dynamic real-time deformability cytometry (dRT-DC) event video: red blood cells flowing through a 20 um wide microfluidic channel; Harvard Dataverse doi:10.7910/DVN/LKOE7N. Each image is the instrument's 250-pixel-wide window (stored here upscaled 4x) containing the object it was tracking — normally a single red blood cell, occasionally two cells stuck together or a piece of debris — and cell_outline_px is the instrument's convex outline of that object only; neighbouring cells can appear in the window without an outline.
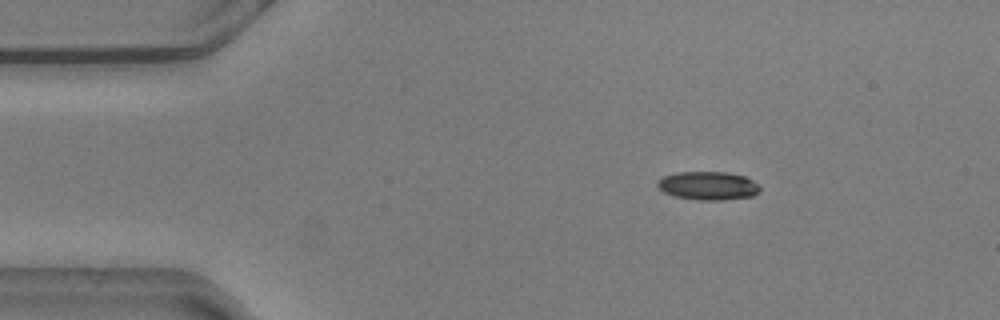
{"species": "common noctule bat (a hibernating species)", "species_latin": "Nyctalus noctula", "temperature_condition": "warm", "stored_images_in_passage": 9, "camera_frame_rate_fps": 3000, "um_per_image_px": 0.085, "animal": {"sex": "male", "body_mass_g": 20.5, "forearm_length_mm": 52.5}, "frame": {"image": 1, "passage_image": 1, "time_ms": 0.0, "image_size_px": [1000, 320], "cell_outline_px": [[760, 192], [752, 196], [724, 200], [700, 200], [676, 196], [664, 192], [656, 184], [664, 176], [676, 172], [728, 172], [744, 176], [760, 184]], "centroid_in_image_um": [60.24, 15.78], "position_along_channel_um": 24.8, "area_um2": 16.94}}